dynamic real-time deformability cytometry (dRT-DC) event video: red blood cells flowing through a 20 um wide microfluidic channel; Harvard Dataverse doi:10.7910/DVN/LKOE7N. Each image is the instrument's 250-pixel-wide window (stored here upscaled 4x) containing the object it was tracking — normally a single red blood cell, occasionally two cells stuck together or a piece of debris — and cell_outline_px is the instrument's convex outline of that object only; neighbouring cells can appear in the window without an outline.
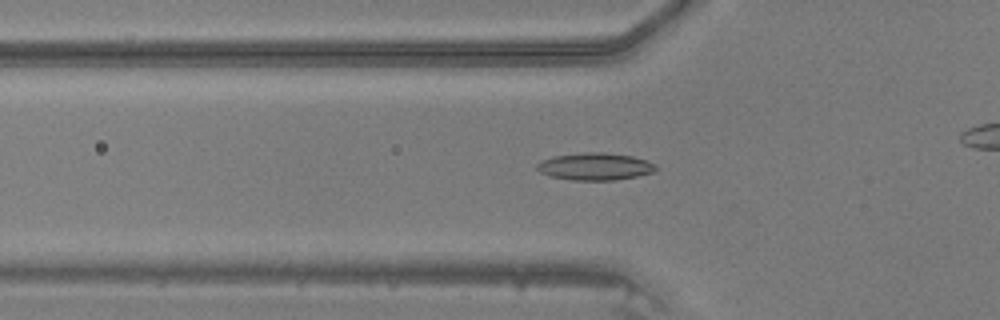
{"species": "common noctule bat (a hibernating species)", "species_latin": "Nyctalus noctula", "temperature_condition": "warm", "stored_images_in_passage": 40, "camera_frame_rate_fps": 3000, "um_per_image_px": 0.085, "animal": {"sex": "male", "body_mass_g": 20.5, "forearm_length_mm": 52.5}, "frame": {"image": 1, "passage_image": 17, "time_ms": 5.333, "image_size_px": [1000, 320], "cell_outline_px": [[656, 168], [652, 172], [636, 176], [616, 180], [572, 180], [548, 176], [540, 172], [536, 168], [536, 164], [540, 160], [552, 156], [584, 152], [604, 152], [632, 156], [648, 160], [656, 164]], "centroid_in_image_um": [50.54, 14.14], "position_along_channel_um": 75.3, "area_um2": 19.07}}
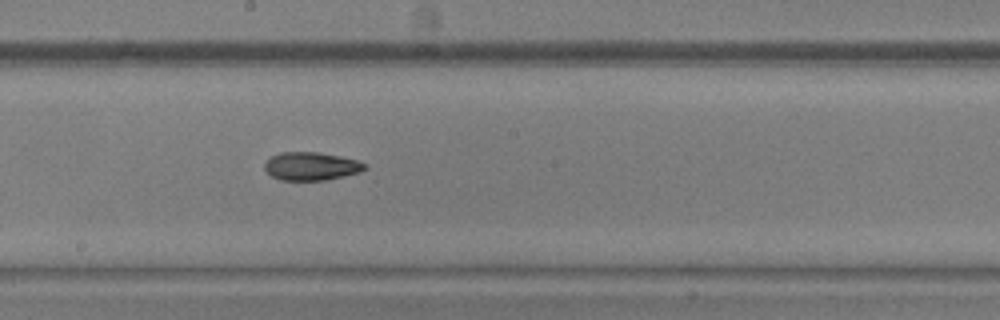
{"frame": {"image": 2, "passage_image": 27, "time_ms": 8.667, "image_size_px": [1000, 320], "cell_outline_px": [[368, 168], [360, 172], [344, 176], [324, 180], [280, 180], [272, 176], [264, 168], [264, 164], [272, 156], [280, 152], [316, 152], [340, 156], [356, 160], [368, 164]], "centroid_in_image_um": [26.48, 14.13], "position_along_channel_um": 221.7, "area_um2": 16.42}}
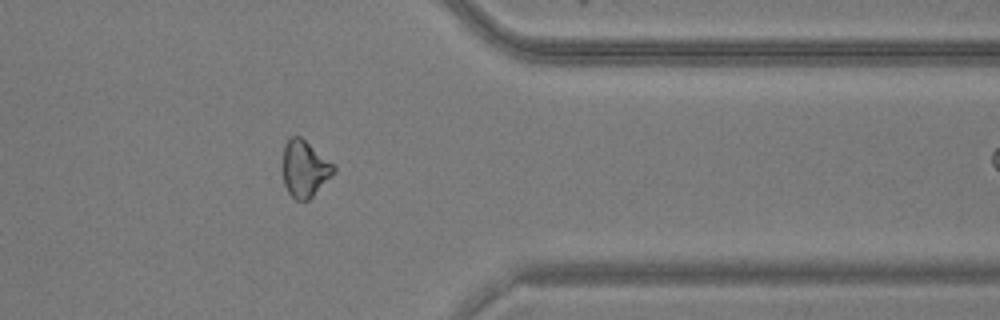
{"frame": {"image": 3, "passage_image": 39, "time_ms": 12.667, "image_size_px": [1000, 320], "cell_outline_px": [[336, 172], [308, 200], [296, 200], [288, 192], [284, 184], [280, 168], [284, 144], [292, 136], [300, 136], [336, 164]], "centroid_in_image_um": [25.88, 14.32], "position_along_channel_um": 385.5, "area_um2": 17.34}}